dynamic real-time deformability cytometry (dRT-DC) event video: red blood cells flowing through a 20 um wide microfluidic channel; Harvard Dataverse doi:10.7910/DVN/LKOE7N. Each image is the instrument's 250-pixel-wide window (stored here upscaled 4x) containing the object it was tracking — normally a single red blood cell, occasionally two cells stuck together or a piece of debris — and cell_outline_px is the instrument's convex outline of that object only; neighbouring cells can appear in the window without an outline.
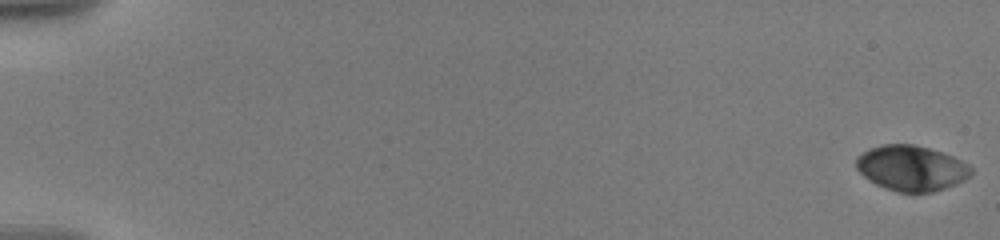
{"species": "human", "species_latin": "Homo sapiens", "temperature_condition": "warm", "stored_images_in_passage": 28, "camera_frame_rate_fps": 3000, "um_per_image_px": 0.085, "donor": {"sex": "male"}, "frame": {"image": 1, "passage_image": 1, "time_ms": 0.0, "image_size_px": [1000, 240], "cell_outline_px": [[972, 172], [964, 180], [956, 184], [932, 192], [896, 192], [884, 188], [876, 184], [864, 176], [856, 168], [856, 156], [872, 148], [884, 144], [912, 144], [928, 148], [952, 156], [968, 164], [972, 168]], "centroid_in_image_um": [77.45, 14.3], "position_along_channel_um": 7.5, "area_um2": 30.11}}
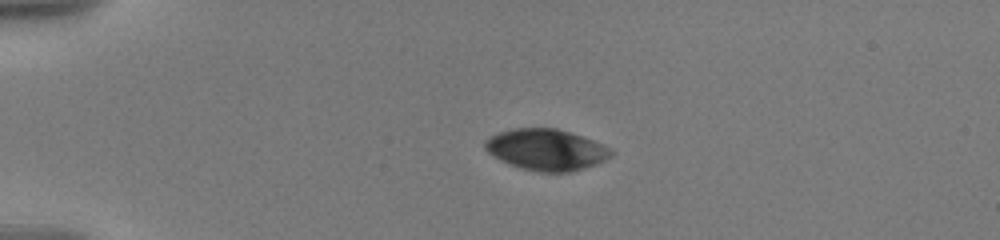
{"frame": {"image": 2, "passage_image": 21, "time_ms": 4.667, "image_size_px": [1000, 240], "cell_outline_px": [[616, 152], [612, 156], [596, 164], [572, 172], [540, 172], [520, 168], [508, 164], [500, 160], [488, 152], [484, 148], [484, 140], [500, 132], [512, 128], [556, 128], [604, 144], [612, 148]], "centroid_in_image_um": [46.45, 12.73], "position_along_channel_um": 38.6, "area_um2": 30.4}}